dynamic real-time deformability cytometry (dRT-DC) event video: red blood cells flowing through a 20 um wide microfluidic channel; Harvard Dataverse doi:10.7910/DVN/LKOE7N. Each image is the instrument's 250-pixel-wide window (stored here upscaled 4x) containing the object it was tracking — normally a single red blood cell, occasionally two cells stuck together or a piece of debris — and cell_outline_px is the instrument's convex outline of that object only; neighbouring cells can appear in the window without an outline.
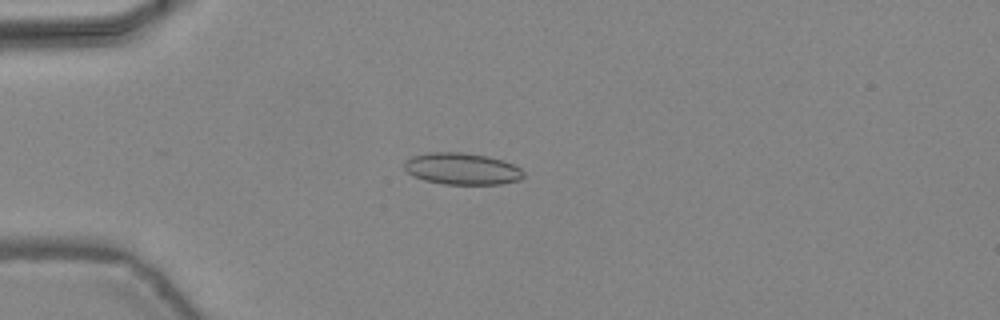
{"species": "common noctule bat (a hibernating species)", "species_latin": "Nyctalus noctula", "temperature_condition": "warm", "stored_images_in_passage": 46, "camera_frame_rate_fps": 3000, "um_per_image_px": 0.085, "animal": {"sex": "female", "body_mass_g": 24.6, "forearm_length_mm": 56.2}, "frame": {"image": 1, "passage_image": 12, "time_ms": 3.667, "image_size_px": [1000, 320], "cell_outline_px": [[524, 176], [520, 180], [500, 184], [444, 184], [424, 180], [412, 176], [404, 168], [404, 164], [412, 156], [428, 152], [460, 152], [488, 156], [504, 160], [520, 168], [524, 172]], "centroid_in_image_um": [39.28, 14.34], "position_along_channel_um": 45.7, "area_um2": 22.08}}
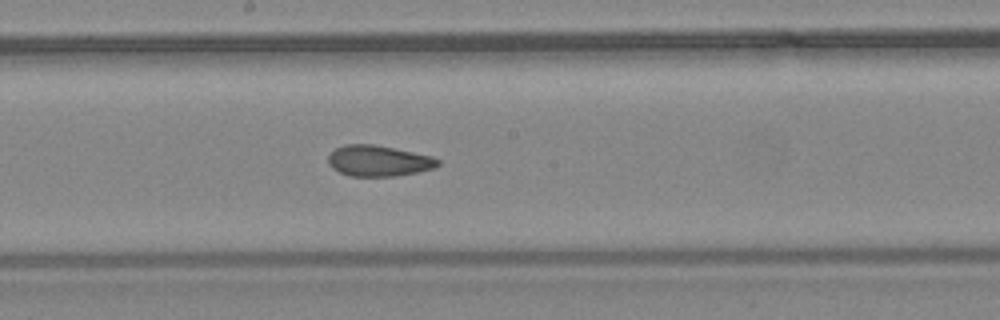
{"frame": {"image": 2, "passage_image": 25, "time_ms": 8.0, "image_size_px": [1000, 320], "cell_outline_px": [[440, 164], [436, 168], [416, 172], [392, 176], [352, 176], [340, 172], [332, 168], [328, 164], [328, 156], [336, 148], [344, 144], [372, 144], [432, 156], [440, 160]], "centroid_in_image_um": [32.17, 13.67], "position_along_channel_um": 216.0, "area_um2": 19.59}}
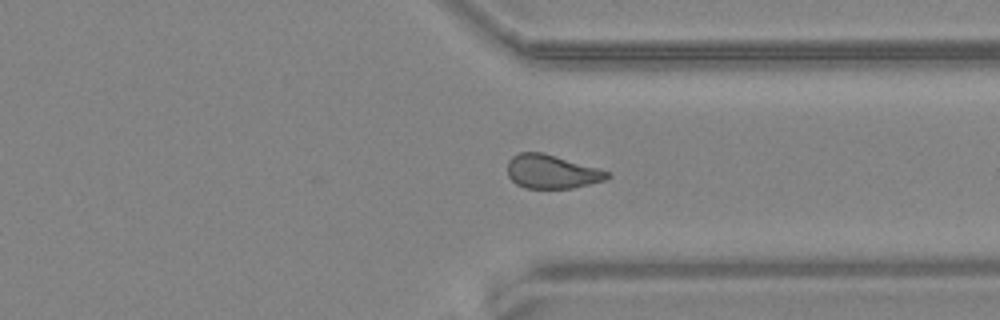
{"frame": {"image": 3, "passage_image": 35, "time_ms": 11.333, "image_size_px": [1000, 320], "cell_outline_px": [[612, 176], [604, 180], [572, 188], [528, 188], [516, 184], [508, 176], [508, 160], [512, 156], [520, 152], [544, 152], [600, 168], [608, 172]], "centroid_in_image_um": [46.9, 14.57], "position_along_channel_um": 364.5, "area_um2": 19.71}, "authors_computed_cell_mechanics": {"area_um2": 20.6057, "velocity_mm_per_s": 4.4641, "shape_relaxation_time_tau1_ms": null, "shape_relaxation_time_tau2_ms": 2.3535, "deformation_change_tau1": null, "deformation_change_tau2": 0.0872}}